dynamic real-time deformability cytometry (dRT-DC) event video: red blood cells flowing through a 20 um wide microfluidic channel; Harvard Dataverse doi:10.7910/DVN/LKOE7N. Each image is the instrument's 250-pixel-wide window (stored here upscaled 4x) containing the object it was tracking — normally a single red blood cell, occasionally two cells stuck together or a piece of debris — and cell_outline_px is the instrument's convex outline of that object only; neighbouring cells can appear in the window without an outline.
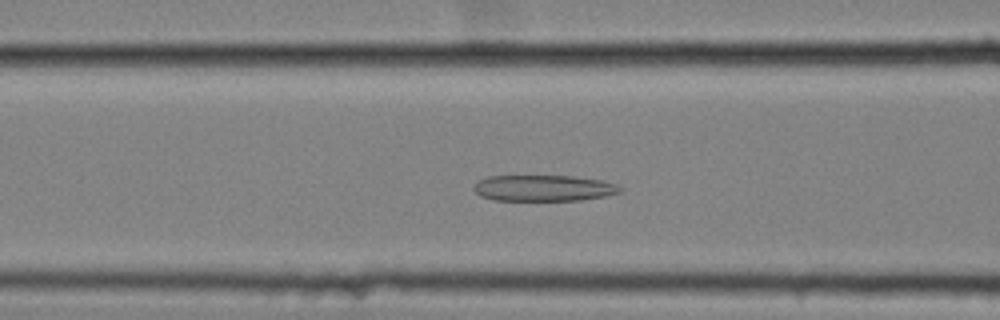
{"species": "common noctule bat (a hibernating species)", "species_latin": "Nyctalus noctula", "temperature_condition": "cold", "stored_images_in_passage": 49, "camera_frame_rate_fps": 3000, "um_per_image_px": 0.085, "animal": {"sex": "female", "body_mass_g": 25.1}, "frame": {"image": 1, "passage_image": 15, "time_ms": 4.667, "image_size_px": [1000, 320], "cell_outline_px": [[624, 188], [620, 192], [604, 196], [580, 200], [496, 200], [480, 196], [472, 188], [480, 180], [488, 176], [572, 176], [600, 180], [616, 184]], "centroid_in_image_um": [46.21, 15.99], "position_along_channel_um": 120.4, "area_um2": 22.08}}
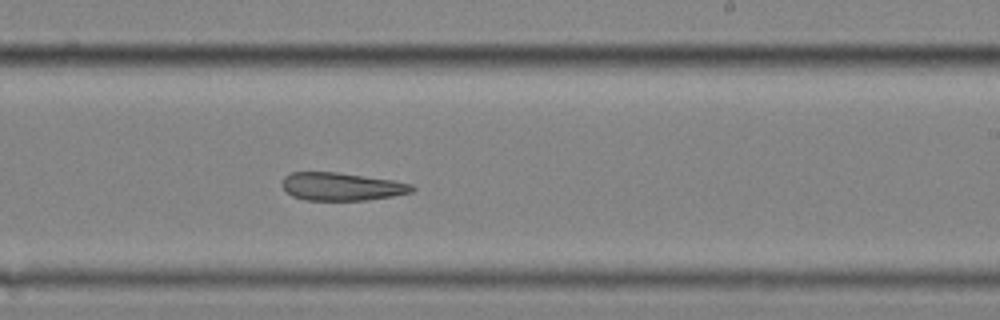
{"frame": {"image": 2, "passage_image": 27, "time_ms": 8.667, "image_size_px": [1000, 320], "cell_outline_px": [[416, 188], [412, 192], [392, 196], [364, 200], [304, 200], [292, 196], [280, 184], [284, 176], [292, 172], [336, 172], [392, 180], [412, 184]], "centroid_in_image_um": [29.01, 15.85], "position_along_channel_um": 260.0, "area_um2": 21.1}}
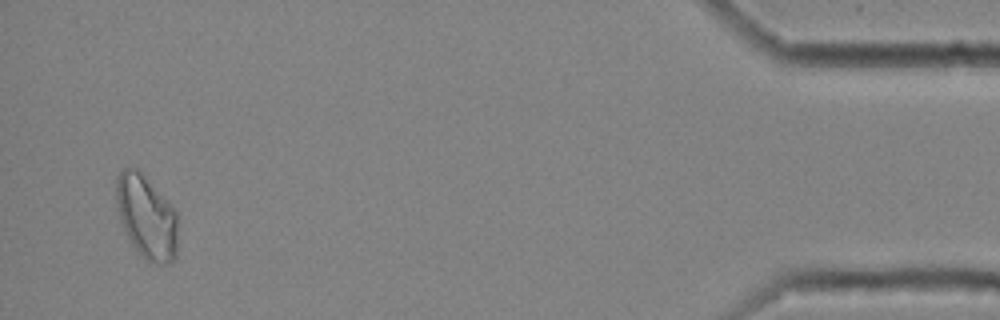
{"frame": {"image": 3, "passage_image": 47, "time_ms": 15.333, "image_size_px": [1000, 320], "cell_outline_px": [[176, 256], [172, 264], [156, 264], [148, 260], [136, 252], [120, 224], [116, 200], [116, 176], [124, 168], [136, 168], [176, 208]], "centroid_in_image_um": [12.44, 18.46], "position_along_channel_um": 422.8, "area_um2": 30.17}, "authors_computed_cell_mechanics": {"area_um2": 23.8714, "velocity_mm_per_s": 3.5025, "shape_relaxation_time_tau1_ms": null, "shape_relaxation_time_tau2_ms": 6.4388, "deformation_change_tau1": null, "deformation_change_tau2": 0.1558}}